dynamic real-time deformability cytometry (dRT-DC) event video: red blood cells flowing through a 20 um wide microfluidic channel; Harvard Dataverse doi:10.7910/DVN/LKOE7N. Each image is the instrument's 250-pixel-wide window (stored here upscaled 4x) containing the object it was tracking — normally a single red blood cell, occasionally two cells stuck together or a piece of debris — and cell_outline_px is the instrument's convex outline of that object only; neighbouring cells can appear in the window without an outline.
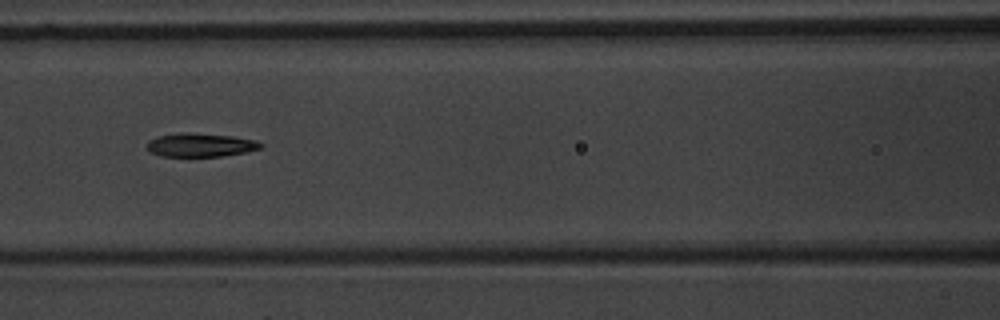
{"species": "common noctule bat (a hibernating species)", "species_latin": "Nyctalus noctula", "temperature_condition": "warm", "stored_images_in_passage": 6, "camera_frame_rate_fps": 3000, "um_per_image_px": 0.085, "animal": {"sex": "male", "body_mass_g": 20.1, "forearm_length_mm": 53.5}, "frame": {"image": 1, "passage_image": 6, "time_ms": 6.0, "image_size_px": [1000, 320], "cell_outline_px": [[264, 148], [248, 152], [220, 156], [160, 156], [148, 152], [148, 140], [156, 136], [232, 136], [256, 140], [264, 144]], "centroid_in_image_um": [17.13, 12.39], "position_along_channel_um": 149.5, "area_um2": 14.68}}